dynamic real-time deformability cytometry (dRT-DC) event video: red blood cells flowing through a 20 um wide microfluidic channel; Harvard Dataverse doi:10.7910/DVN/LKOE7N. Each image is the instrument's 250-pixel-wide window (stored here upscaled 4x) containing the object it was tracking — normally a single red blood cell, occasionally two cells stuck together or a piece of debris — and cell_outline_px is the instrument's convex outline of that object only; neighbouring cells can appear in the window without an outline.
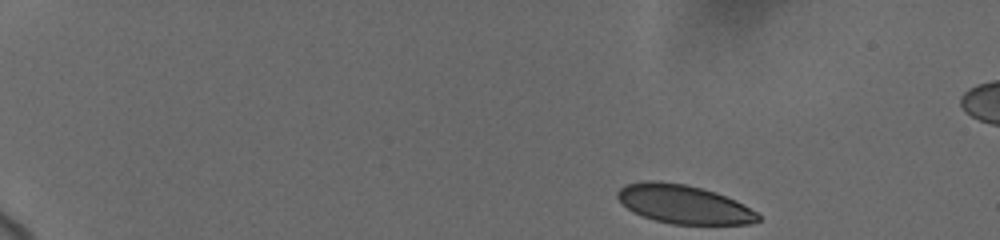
{"species": "human", "species_latin": "Homo sapiens", "temperature_condition": "cold", "stored_images_in_passage": 14, "camera_frame_rate_fps": 3000, "um_per_image_px": 0.085, "donor": {"sex": "female"}, "frame": {"image": 1, "passage_image": 1, "time_ms": 0.0, "image_size_px": [1000, 240], "cell_outline_px": [[760, 220], [752, 224], [672, 224], [656, 220], [644, 216], [628, 208], [616, 196], [616, 192], [624, 184], [644, 180], [660, 180], [688, 184], [716, 192], [736, 200], [744, 204], [756, 212], [760, 216]], "centroid_in_image_um": [58.13, 17.33], "position_along_channel_um": 26.9, "area_um2": 31.85}}